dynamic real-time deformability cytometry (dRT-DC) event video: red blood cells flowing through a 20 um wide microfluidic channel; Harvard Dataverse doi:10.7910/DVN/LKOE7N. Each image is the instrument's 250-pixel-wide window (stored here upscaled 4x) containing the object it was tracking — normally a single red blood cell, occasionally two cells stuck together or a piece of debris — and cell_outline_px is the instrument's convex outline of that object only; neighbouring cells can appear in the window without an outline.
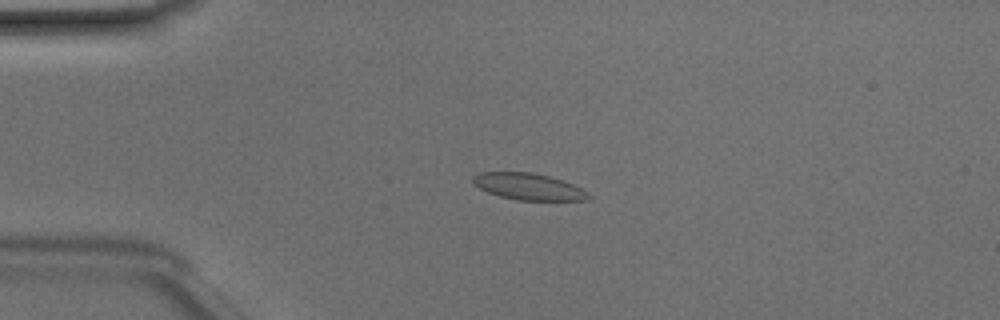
{"species": "Egyptian fruit bat (a non-hibernating species)", "species_latin": "Rousettus aegyptiacus", "temperature_condition": "room temperature", "stored_images_in_passage": 49, "camera_frame_rate_fps": 3000, "um_per_image_px": 0.085, "animal": {"sex": "male"}, "frame": {"image": 1, "passage_image": 12, "time_ms": 3.667, "image_size_px": [1000, 320], "cell_outline_px": [[592, 196], [588, 200], [516, 200], [500, 196], [488, 192], [472, 184], [472, 176], [480, 172], [532, 172], [548, 176], [572, 184], [588, 192]], "centroid_in_image_um": [44.9, 15.86], "position_along_channel_um": 40.1, "area_um2": 17.86}}
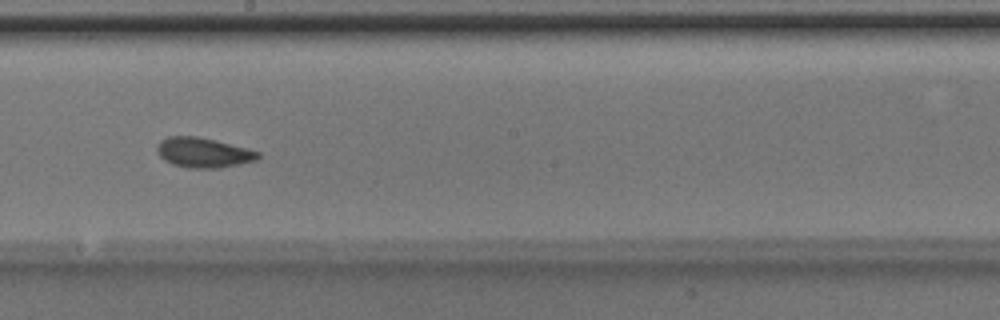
{"frame": {"image": 2, "passage_image": 28, "time_ms": 9.0, "image_size_px": [1000, 320], "cell_outline_px": [[260, 156], [256, 160], [240, 164], [220, 168], [188, 168], [172, 164], [164, 160], [156, 152], [156, 144], [160, 140], [168, 136], [196, 136], [216, 140], [248, 148], [260, 152]], "centroid_in_image_um": [17.26, 12.97], "position_along_channel_um": 230.9, "area_um2": 17.86}}
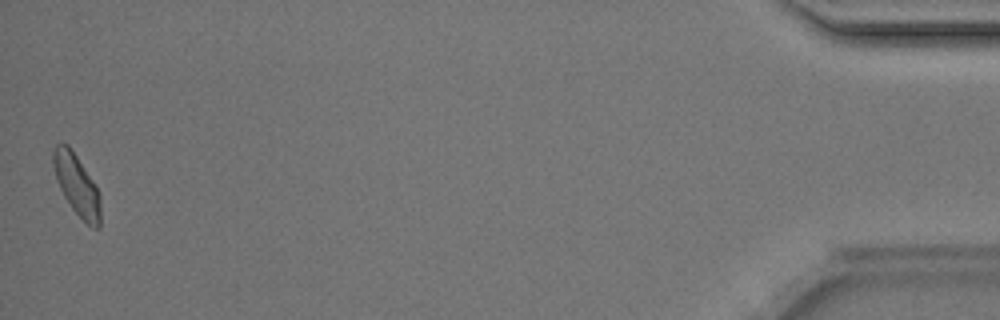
{"frame": {"image": 3, "passage_image": 49, "time_ms": 16.0, "image_size_px": [1000, 320], "cell_outline_px": [[100, 228], [92, 228], [72, 208], [64, 196], [60, 188], [52, 164], [52, 152], [56, 144], [68, 144], [76, 156], [96, 188], [100, 196]], "centroid_in_image_um": [6.51, 15.73], "position_along_channel_um": 428.7, "area_um2": 16.24}, "authors_computed_cell_mechanics": {"area_um2": 17.5712, "velocity_mm_per_s": 4.1424, "shape_relaxation_time_tau1_ms": 2.8238, "shape_relaxation_time_tau2_ms": 1.081, "deformation_change_tau1": 0.0968, "deformation_change_tau2": 0.0657}}